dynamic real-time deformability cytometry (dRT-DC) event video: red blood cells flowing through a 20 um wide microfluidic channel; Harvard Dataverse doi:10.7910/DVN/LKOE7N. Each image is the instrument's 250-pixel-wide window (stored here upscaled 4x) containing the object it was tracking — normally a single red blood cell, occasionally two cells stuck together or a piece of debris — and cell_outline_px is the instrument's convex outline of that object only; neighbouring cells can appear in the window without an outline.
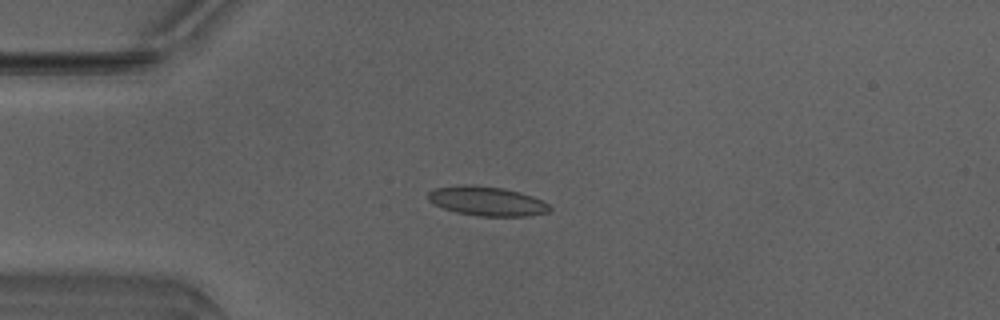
{"species": "Egyptian fruit bat (a non-hibernating species)", "species_latin": "Rousettus aegyptiacus", "temperature_condition": "warm", "stored_images_in_passage": 38, "camera_frame_rate_fps": 3000, "um_per_image_px": 0.085, "animal": {"sex": "male"}, "frame": {"image": 1, "passage_image": 1, "time_ms": 0.0, "image_size_px": [1000, 320], "cell_outline_px": [[552, 208], [548, 212], [528, 216], [480, 216], [456, 212], [432, 204], [428, 200], [428, 192], [432, 188], [460, 184], [464, 184], [504, 188], [520, 192], [532, 196], [548, 204]], "centroid_in_image_um": [41.34, 17.09], "position_along_channel_um": 43.7, "area_um2": 20.87}}
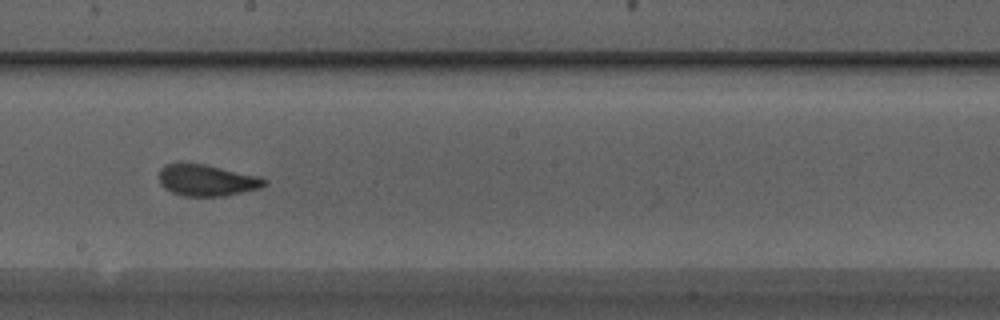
{"frame": {"image": 2, "passage_image": 16, "time_ms": 5.0, "image_size_px": [1000, 320], "cell_outline_px": [[268, 184], [260, 188], [224, 196], [184, 196], [172, 192], [164, 188], [160, 184], [160, 168], [164, 164], [204, 164], [260, 176], [268, 180]], "centroid_in_image_um": [17.61, 15.33], "position_along_channel_um": 230.6, "area_um2": 19.25}}
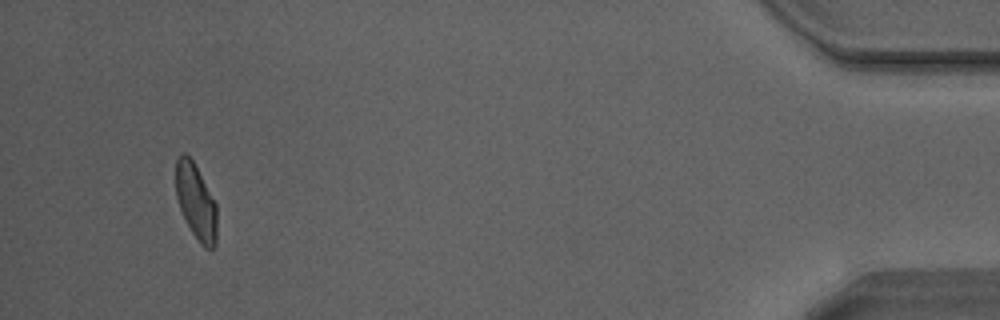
{"frame": {"image": 3, "passage_image": 35, "time_ms": 11.333, "image_size_px": [1000, 320], "cell_outline_px": [[216, 244], [212, 248], [204, 248], [200, 244], [192, 232], [180, 208], [176, 196], [176, 156], [180, 152], [184, 152], [192, 160], [216, 204]], "centroid_in_image_um": [16.64, 17.13], "position_along_channel_um": 418.6, "area_um2": 17.8}, "authors_computed_cell_mechanics": {"area_um2": 19.2474, "velocity_mm_per_s": 4.1798, "shape_relaxation_time_tau1_ms": 5.866, "shape_relaxation_time_tau2_ms": 1.0011, "deformation_change_tau1": 0.1665, "deformation_change_tau2": 0.0639}}